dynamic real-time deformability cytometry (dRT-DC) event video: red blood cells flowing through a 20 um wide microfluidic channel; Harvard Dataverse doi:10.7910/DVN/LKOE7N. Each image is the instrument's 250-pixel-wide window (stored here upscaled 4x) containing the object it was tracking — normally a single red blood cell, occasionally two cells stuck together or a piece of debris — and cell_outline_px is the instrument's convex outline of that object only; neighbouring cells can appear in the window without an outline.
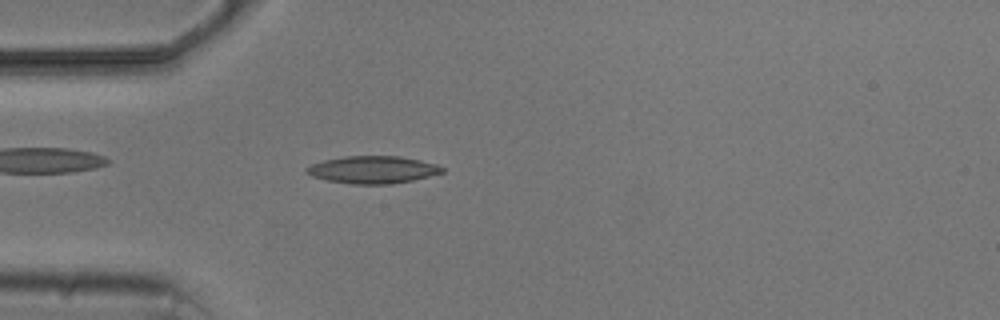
{"species": "common noctule bat (a hibernating species)", "species_latin": "Nyctalus noctula", "temperature_condition": "cold", "stored_images_in_passage": 4, "camera_frame_rate_fps": 3000, "um_per_image_px": 0.085, "animal": {"sex": "male", "body_mass_g": 20.5, "forearm_length_mm": 52.5}, "frame": {"image": 1, "passage_image": 4, "time_ms": 3.333, "image_size_px": [1000, 320], "cell_outline_px": [[444, 172], [412, 180], [392, 184], [352, 184], [328, 180], [312, 176], [304, 172], [304, 168], [312, 164], [324, 160], [344, 156], [400, 156], [420, 160], [436, 164], [444, 168]], "centroid_in_image_um": [31.67, 14.42], "position_along_channel_um": 53.3, "area_um2": 21.62}}